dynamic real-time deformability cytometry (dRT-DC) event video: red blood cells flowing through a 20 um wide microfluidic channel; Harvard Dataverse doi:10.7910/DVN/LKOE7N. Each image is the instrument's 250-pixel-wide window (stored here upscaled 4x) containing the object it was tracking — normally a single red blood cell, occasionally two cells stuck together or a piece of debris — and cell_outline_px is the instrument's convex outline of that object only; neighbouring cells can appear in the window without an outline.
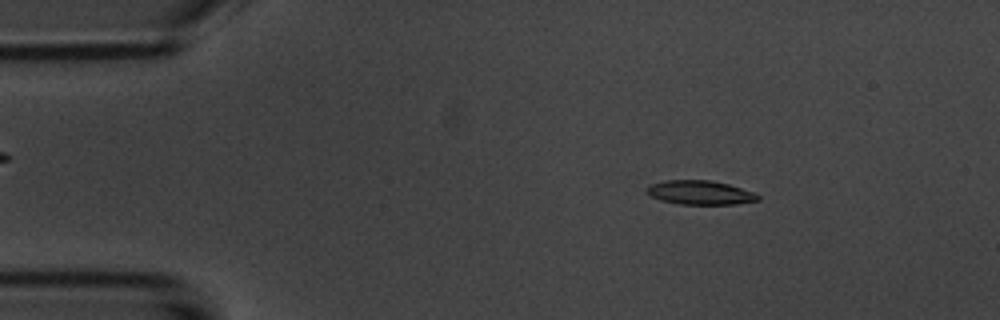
{"species": "common noctule bat (a hibernating species)", "species_latin": "Nyctalus noctula", "temperature_condition": "room temperature", "stored_images_in_passage": 54, "camera_frame_rate_fps": 3000, "um_per_image_px": 0.085, "animal": {"sex": "male", "body_mass_g": 20.1, "forearm_length_mm": 53.5}, "frame": {"image": 1, "passage_image": 8, "time_ms": 2.333, "image_size_px": [1000, 320], "cell_outline_px": [[760, 200], [736, 204], [680, 204], [660, 200], [644, 192], [644, 188], [652, 184], [664, 180], [712, 180], [728, 184], [756, 192], [760, 196]], "centroid_in_image_um": [59.51, 16.36], "position_along_channel_um": 25.5, "area_um2": 15.78}}
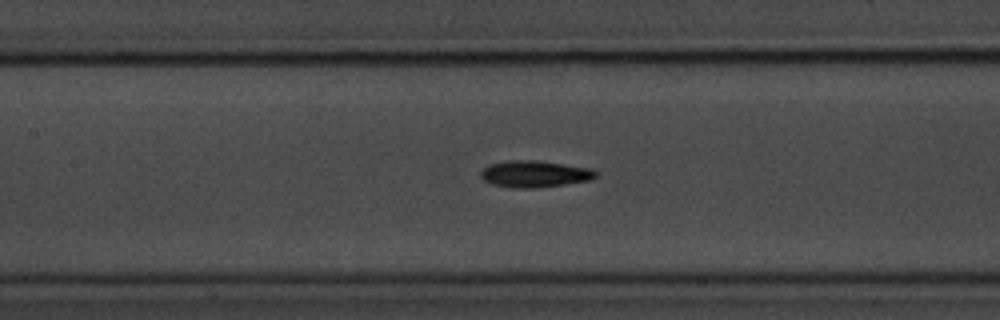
{"frame": {"image": 2, "passage_image": 24, "time_ms": 7.667, "image_size_px": [1000, 320], "cell_outline_px": [[596, 176], [588, 180], [564, 184], [536, 188], [512, 188], [492, 184], [484, 180], [480, 176], [480, 172], [488, 164], [508, 160], [536, 160], [588, 168], [596, 172]], "centroid_in_image_um": [45.36, 14.78], "position_along_channel_um": 162.0, "area_um2": 17.69}}
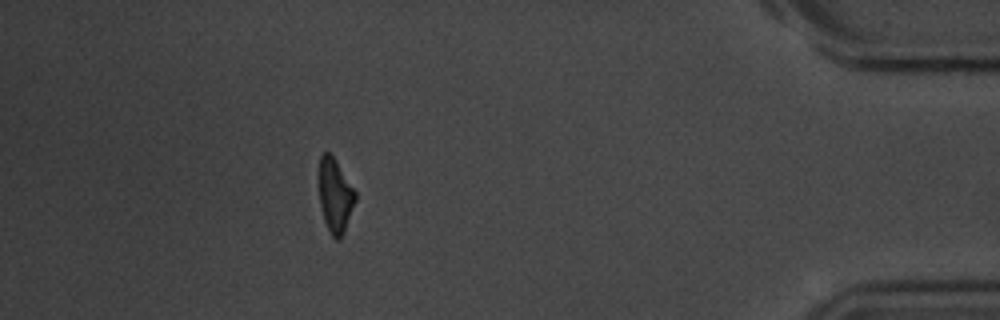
{"frame": {"image": 3, "passage_image": 48, "time_ms": 15.667, "image_size_px": [1000, 320], "cell_outline_px": [[356, 200], [344, 232], [340, 240], [336, 240], [332, 236], [324, 220], [320, 204], [316, 176], [320, 156], [324, 152], [328, 152], [336, 160], [356, 192]], "centroid_in_image_um": [28.44, 16.58], "position_along_channel_um": 406.8, "area_um2": 16.07}, "authors_computed_cell_mechanics": {"area_um2": 16.5019, "velocity_mm_per_s": 3.7132, "shape_relaxation_time_tau1_ms": 3.4106, "shape_relaxation_time_tau2_ms": 5.2574, "deformation_change_tau1": 0.1434, "deformation_change_tau2": 0.1499}}